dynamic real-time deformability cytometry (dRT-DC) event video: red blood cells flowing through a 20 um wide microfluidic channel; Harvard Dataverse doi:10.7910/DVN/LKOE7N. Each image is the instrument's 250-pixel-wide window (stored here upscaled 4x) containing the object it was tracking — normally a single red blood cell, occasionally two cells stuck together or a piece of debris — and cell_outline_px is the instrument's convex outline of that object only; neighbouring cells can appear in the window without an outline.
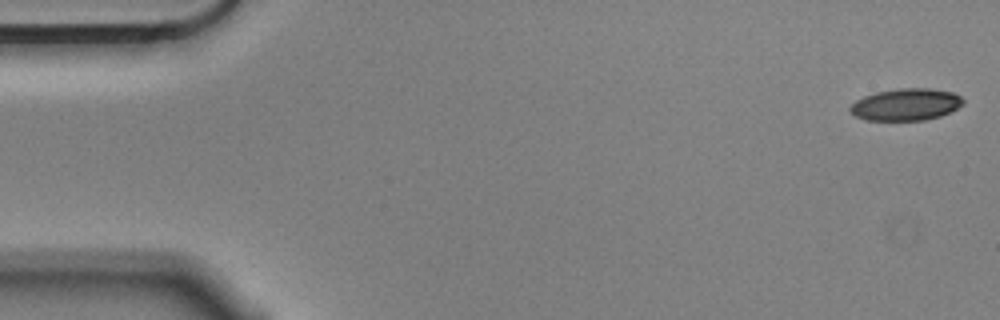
{"species": "Egyptian fruit bat (a non-hibernating species)", "species_latin": "Rousettus aegyptiacus", "temperature_condition": "cold", "stored_images_in_passage": 55, "camera_frame_rate_fps": 3000, "um_per_image_px": 0.085, "animal": {"sex": "male"}, "frame": {"image": 1, "passage_image": 1, "time_ms": 0.0, "image_size_px": [1000, 320], "cell_outline_px": [[964, 104], [940, 116], [924, 120], [868, 120], [856, 116], [848, 108], [856, 100], [864, 96], [876, 92], [900, 88], [932, 88], [952, 92], [960, 96], [964, 100]], "centroid_in_image_um": [77.02, 8.87], "position_along_channel_um": 8.0, "area_um2": 20.92}}
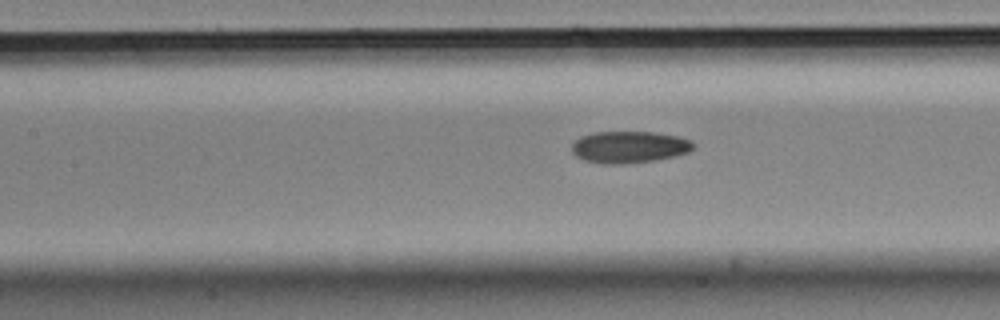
{"frame": {"image": 2, "passage_image": 24, "time_ms": 7.667, "image_size_px": [1000, 320], "cell_outline_px": [[696, 144], [688, 152], [676, 156], [652, 160], [620, 164], [604, 164], [584, 160], [576, 156], [572, 152], [572, 144], [580, 136], [592, 132], [656, 132], [680, 136], [692, 140]], "centroid_in_image_um": [53.5, 12.48], "position_along_channel_um": 153.9, "area_um2": 22.66}}
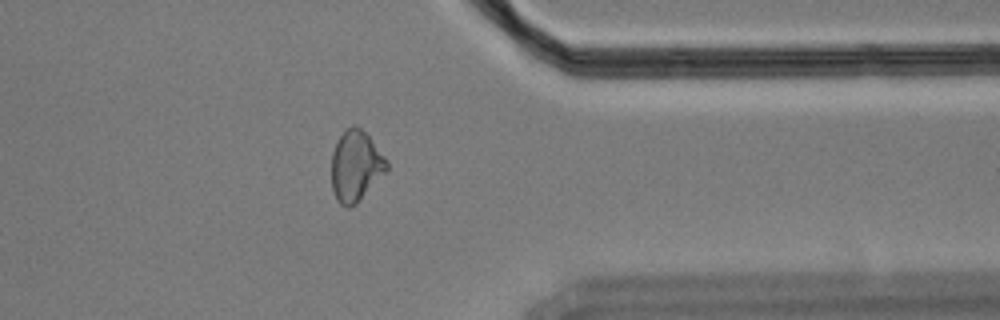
{"frame": {"image": 3, "passage_image": 44, "time_ms": 14.333, "image_size_px": [1000, 320], "cell_outline_px": [[388, 168], [356, 204], [348, 208], [340, 204], [336, 200], [332, 188], [332, 152], [340, 136], [352, 124], [360, 128], [368, 136], [388, 160]], "centroid_in_image_um": [30.22, 14.12], "position_along_channel_um": 381.2, "area_um2": 22.37}, "authors_computed_cell_mechanics": {"area_um2": 22.542, "velocity_mm_per_s": 3.5685, "shape_relaxation_time_tau1_ms": 6.3296, "shape_relaxation_time_tau2_ms": 3.8511, "deformation_change_tau1": 0.142, "deformation_change_tau2": 0.0989}}